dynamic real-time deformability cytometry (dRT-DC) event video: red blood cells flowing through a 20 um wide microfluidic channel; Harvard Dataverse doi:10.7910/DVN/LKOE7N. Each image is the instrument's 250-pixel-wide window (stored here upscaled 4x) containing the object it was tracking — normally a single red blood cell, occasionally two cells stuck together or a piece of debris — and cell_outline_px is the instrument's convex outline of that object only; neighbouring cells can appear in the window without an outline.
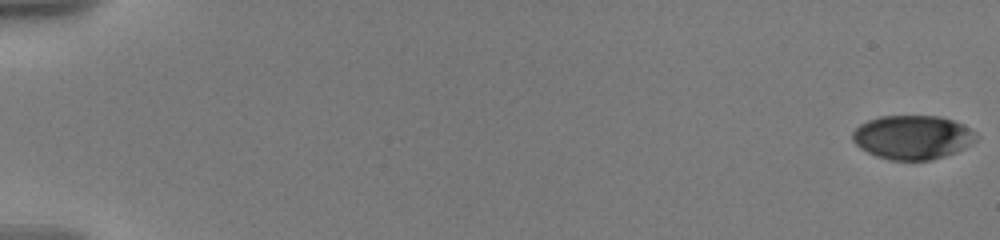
{"species": "human", "species_latin": "Homo sapiens", "temperature_condition": "warm", "stored_images_in_passage": 57, "camera_frame_rate_fps": 3000, "um_per_image_px": 0.085, "donor": {"sex": "male"}, "frame": {"image": 1, "passage_image": 1, "time_ms": 0.0, "image_size_px": [1000, 240], "cell_outline_px": [[980, 136], [972, 144], [956, 152], [932, 160], [888, 160], [876, 156], [860, 148], [852, 140], [852, 132], [860, 124], [868, 120], [880, 116], [940, 116], [964, 124], [976, 132]], "centroid_in_image_um": [77.59, 11.67], "position_along_channel_um": 7.4, "area_um2": 31.96}}
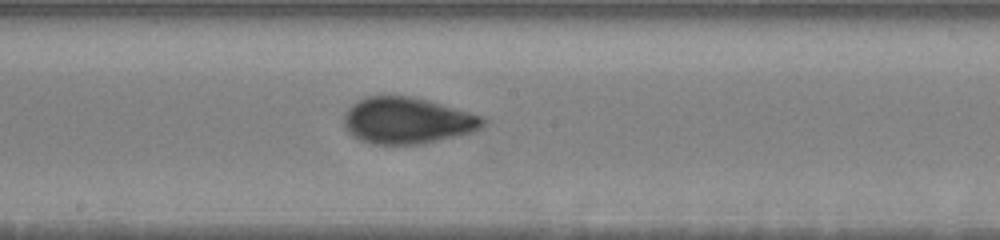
{"frame": {"image": 2, "passage_image": 33, "time_ms": 11.0, "image_size_px": [1000, 240], "cell_outline_px": [[488, 120], [480, 128], [472, 132], [456, 136], [420, 144], [372, 144], [360, 140], [352, 136], [344, 128], [344, 112], [352, 104], [368, 96], [412, 96], [428, 100], [484, 116]], "centroid_in_image_um": [34.61, 10.25], "position_along_channel_um": 213.6, "area_um2": 37.69}}
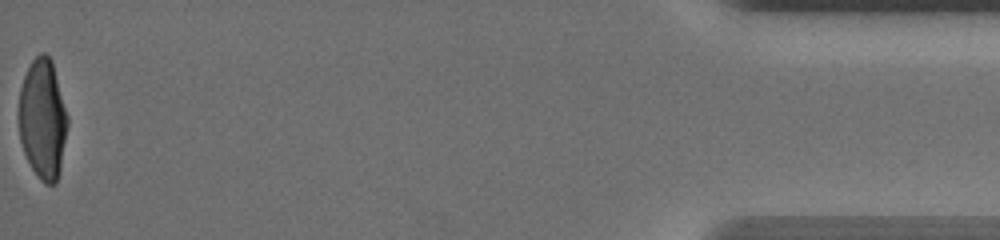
{"frame": {"image": 3, "passage_image": 57, "time_ms": 19.333, "image_size_px": [1000, 240], "cell_outline_px": [[68, 124], [60, 168], [56, 184], [44, 184], [40, 180], [32, 168], [24, 152], [20, 140], [16, 116], [16, 112], [20, 88], [24, 76], [32, 60], [40, 52], [44, 52], [52, 60], [68, 116]], "centroid_in_image_um": [3.6, 10.11], "position_along_channel_um": 431.6, "area_um2": 34.62}, "authors_computed_cell_mechanics": {"area_um2": 35.2002, "velocity_mm_per_s": 3.5945, "shape_relaxation_time_tau1_ms": 5.8746, "shape_relaxation_time_tau2_ms": 1.0037, "deformation_change_tau1": 0.2185, "deformation_change_tau2": 0.0574}}